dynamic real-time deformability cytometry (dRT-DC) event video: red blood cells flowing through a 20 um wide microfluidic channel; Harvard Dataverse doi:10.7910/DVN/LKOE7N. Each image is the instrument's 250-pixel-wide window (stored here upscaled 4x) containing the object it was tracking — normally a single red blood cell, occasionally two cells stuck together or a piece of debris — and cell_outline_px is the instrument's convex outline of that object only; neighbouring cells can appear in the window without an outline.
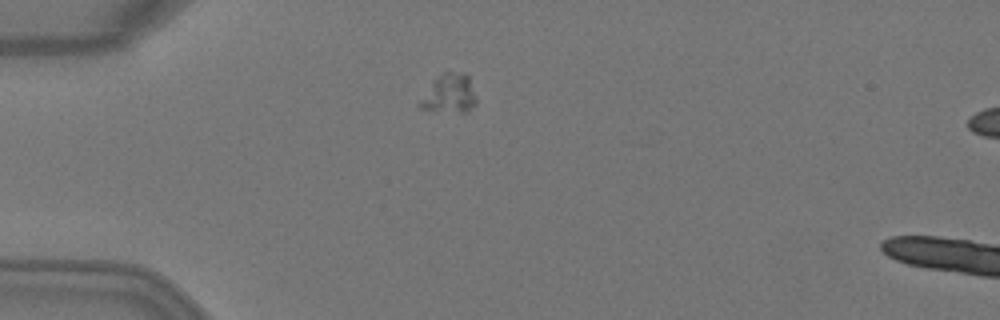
{"species": "Egyptian fruit bat (a non-hibernating species)", "species_latin": "Rousettus aegyptiacus", "temperature_condition": "warm", "stored_images_in_passage": 2, "camera_frame_rate_fps": 3000, "um_per_image_px": 0.085, "animal": {"sex": "female"}, "frame": {"image": 1, "passage_image": 1, "time_ms": 0.0, "image_size_px": [1000, 320], "cell_outline_px": [[476, 104], [468, 112], [460, 112], [420, 108], [420, 100], [432, 80], [444, 72], [464, 72], [468, 76], [476, 100]], "centroid_in_image_um": [38.21, 7.94], "position_along_channel_um": 46.8, "area_um2": 12.48}}